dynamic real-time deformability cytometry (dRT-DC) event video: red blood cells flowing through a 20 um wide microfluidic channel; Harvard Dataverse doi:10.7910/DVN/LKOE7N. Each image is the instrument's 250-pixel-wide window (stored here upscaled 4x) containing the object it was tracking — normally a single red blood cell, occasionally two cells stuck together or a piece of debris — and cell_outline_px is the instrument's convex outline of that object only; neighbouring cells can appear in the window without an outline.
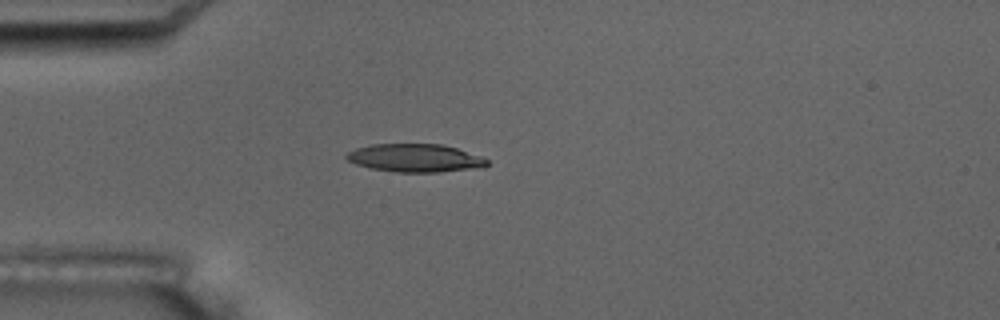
{"species": "common noctule bat (a hibernating species)", "species_latin": "Nyctalus noctula", "temperature_condition": "room temperature", "stored_images_in_passage": 4, "camera_frame_rate_fps": 3000, "um_per_image_px": 0.085, "animal": {"sex": "male", "body_mass_g": 17.5, "forearm_length_mm": 52.3}, "frame": {"image": 1, "passage_image": 4, "time_ms": 4.0, "image_size_px": [1000, 320], "cell_outline_px": [[488, 164], [484, 168], [440, 172], [396, 172], [372, 168], [356, 164], [348, 160], [344, 156], [348, 152], [356, 148], [372, 144], [444, 144], [480, 156], [488, 160]], "centroid_in_image_um": [35.31, 13.43], "position_along_channel_um": 49.7, "area_um2": 23.06}}